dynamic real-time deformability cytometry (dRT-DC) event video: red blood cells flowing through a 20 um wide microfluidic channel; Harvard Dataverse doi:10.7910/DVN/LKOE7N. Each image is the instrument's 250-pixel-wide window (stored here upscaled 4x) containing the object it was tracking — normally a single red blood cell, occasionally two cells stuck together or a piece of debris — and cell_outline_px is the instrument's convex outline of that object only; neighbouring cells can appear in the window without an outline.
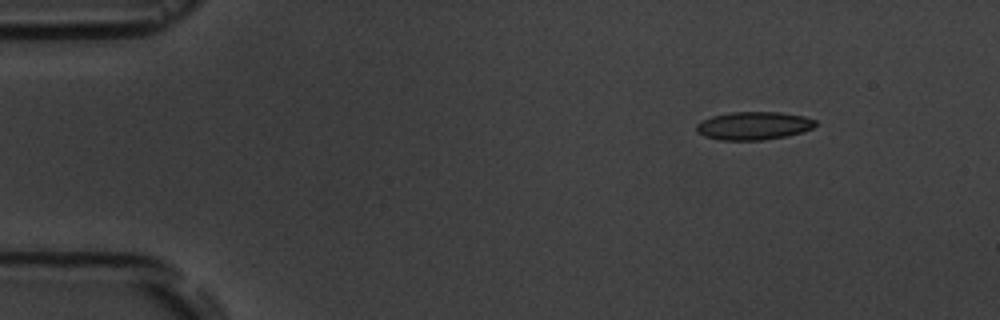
{"species": "common noctule bat (a hibernating species)", "species_latin": "Nyctalus noctula", "temperature_condition": "room temperature", "stored_images_in_passage": 4, "camera_frame_rate_fps": 3000, "um_per_image_px": 0.085, "animal": {"sex": "male", "body_mass_g": 19.5, "forearm_length_mm": 54.6}, "frame": {"image": 1, "passage_image": 1, "time_ms": 0.0, "image_size_px": [1000, 320], "cell_outline_px": [[816, 124], [812, 128], [788, 136], [764, 140], [720, 140], [704, 136], [696, 132], [696, 124], [712, 116], [732, 112], [780, 112], [804, 116], [816, 120]], "centroid_in_image_um": [64.05, 10.69], "position_along_channel_um": 20.9, "area_um2": 19.48}}
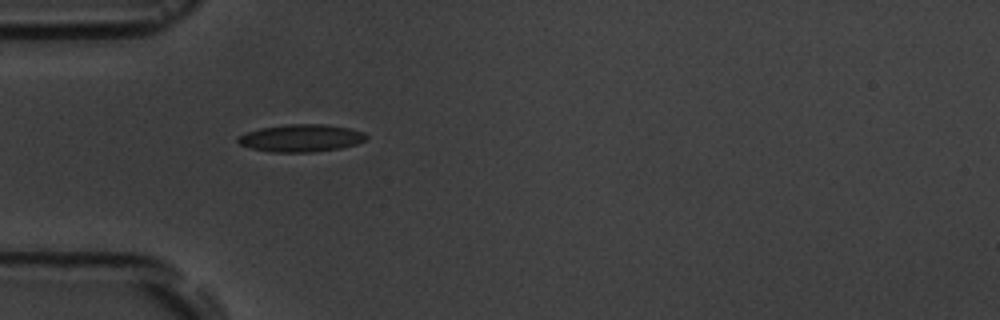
{"frame": {"image": 2, "passage_image": 4, "time_ms": 3.333, "image_size_px": [1000, 320], "cell_outline_px": [[368, 136], [364, 140], [356, 144], [340, 148], [312, 152], [272, 152], [252, 148], [240, 144], [236, 140], [236, 136], [260, 128], [288, 124], [324, 124], [352, 128], [364, 132]], "centroid_in_image_um": [25.6, 11.73], "position_along_channel_um": 59.4, "area_um2": 20.52}}